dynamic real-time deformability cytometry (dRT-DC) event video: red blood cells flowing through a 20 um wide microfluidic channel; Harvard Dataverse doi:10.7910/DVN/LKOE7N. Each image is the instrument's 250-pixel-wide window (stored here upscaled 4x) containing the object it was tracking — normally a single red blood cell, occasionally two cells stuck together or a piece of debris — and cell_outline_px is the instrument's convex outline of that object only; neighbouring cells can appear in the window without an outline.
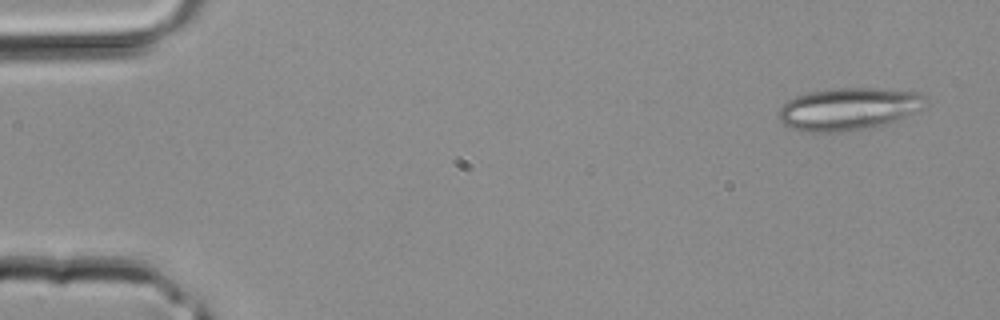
{"species": "common noctule bat (a hibernating species)", "species_latin": "Nyctalus noctula", "temperature_condition": "room temperature", "stored_images_in_passage": 3, "camera_frame_rate_fps": 3000, "um_per_image_px": 0.085, "animal": {"sex": "male", "body_mass_g": 20.4}, "frame": {"image": 1, "passage_image": 1, "time_ms": 0.0, "image_size_px": [1000, 320], "cell_outline_px": [[928, 108], [896, 120], [864, 128], [844, 132], [800, 132], [788, 128], [780, 120], [776, 112], [788, 100], [796, 96], [812, 92], [836, 88], [880, 88], [916, 92], [924, 96]], "centroid_in_image_um": [72.12, 9.26], "position_along_channel_um": 12.9, "area_um2": 36.47}}
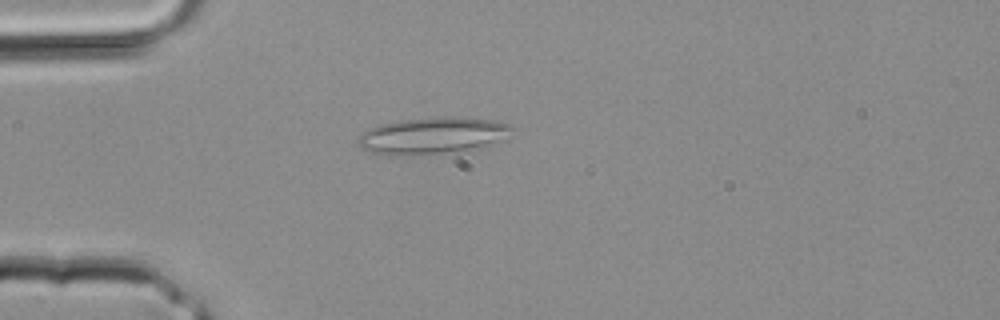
{"frame": {"image": 2, "passage_image": 3, "time_ms": 0.667, "image_size_px": [1000, 320], "cell_outline_px": [[512, 128], [508, 140], [476, 148], [456, 152], [412, 156], [388, 156], [372, 152], [360, 148], [356, 140], [360, 132], [384, 124], [400, 120], [440, 116], [460, 116], [488, 120], [508, 124]], "centroid_in_image_um": [36.76, 11.55], "position_along_channel_um": 48.2, "area_um2": 33.58}}